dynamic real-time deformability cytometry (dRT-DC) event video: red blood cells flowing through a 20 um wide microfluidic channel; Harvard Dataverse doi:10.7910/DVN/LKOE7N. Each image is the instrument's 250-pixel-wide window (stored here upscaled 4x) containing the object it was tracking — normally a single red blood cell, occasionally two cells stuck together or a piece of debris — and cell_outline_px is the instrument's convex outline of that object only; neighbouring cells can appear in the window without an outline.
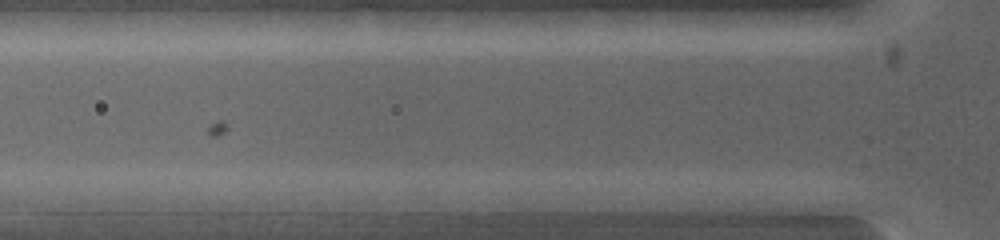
{"species": "common noctule bat (a hibernating species)", "species_latin": "Nyctalus noctula", "temperature_condition": "warm", "stored_images_in_passage": 5, "camera_frame_rate_fps": 5000, "um_per_image_px": 0.085, "animal": {"sex": "female", "body_mass_g": 19.0, "forearm_length_mm": 53.3}, "frame": {"image": 1, "passage_image": 2, "time_ms": 0.6, "image_size_px": [1000, 240], "cell_outline_px": [[604, 200], [568, 212], [500, 212], [500, 200], [524, 192], [600, 192]], "centroid_in_image_um": [46.67, 17.15], "position_along_channel_um": 79.1, "area_um2": 12.66}}